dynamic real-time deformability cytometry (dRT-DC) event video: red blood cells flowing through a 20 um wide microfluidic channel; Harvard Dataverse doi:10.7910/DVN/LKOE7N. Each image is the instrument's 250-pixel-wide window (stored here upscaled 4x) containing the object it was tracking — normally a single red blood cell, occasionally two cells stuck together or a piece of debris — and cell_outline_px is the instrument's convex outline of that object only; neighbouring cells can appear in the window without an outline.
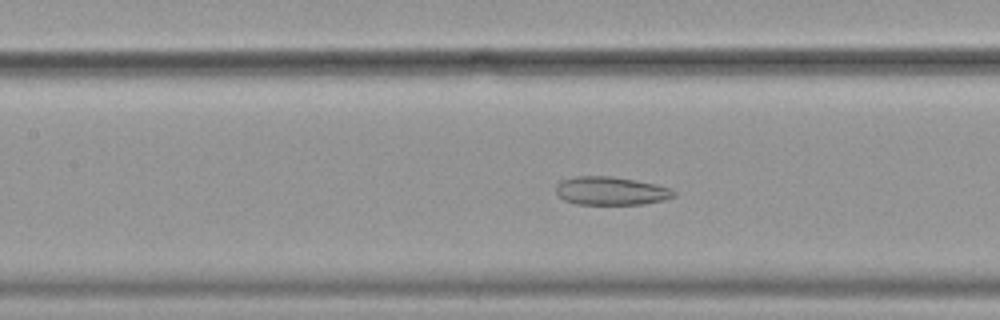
{"species": "common noctule bat (a hibernating species)", "species_latin": "Nyctalus noctula", "temperature_condition": "cold", "stored_images_in_passage": 56, "camera_frame_rate_fps": 3000, "um_per_image_px": 0.085, "animal": {"sex": "female", "body_mass_g": 19.9}, "frame": {"image": 1, "passage_image": 25, "time_ms": 8.0, "image_size_px": [1000, 320], "cell_outline_px": [[676, 196], [664, 200], [644, 204], [576, 204], [564, 200], [556, 192], [556, 184], [560, 180], [576, 176], [612, 176], [636, 180], [656, 184], [668, 188], [676, 192]], "centroid_in_image_um": [51.92, 16.22], "position_along_channel_um": 155.5, "area_um2": 19.54}}
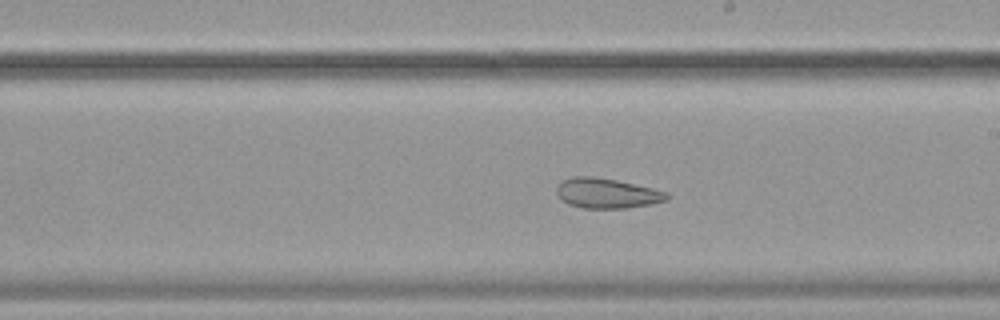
{"frame": {"image": 2, "passage_image": 32, "time_ms": 10.333, "image_size_px": [1000, 320], "cell_outline_px": [[668, 200], [652, 204], [624, 208], [580, 208], [568, 204], [560, 200], [556, 192], [556, 188], [560, 180], [572, 176], [596, 176], [616, 180], [652, 188], [668, 192]], "centroid_in_image_um": [51.53, 16.42], "position_along_channel_um": 237.5, "area_um2": 19.54}}
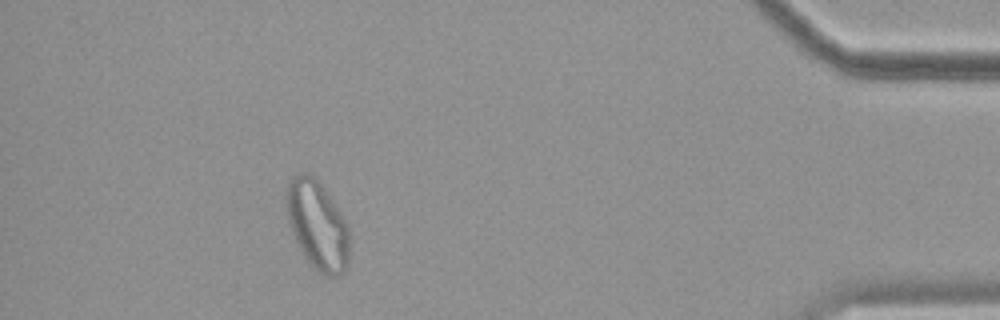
{"frame": {"image": 3, "passage_image": 51, "time_ms": 16.667, "image_size_px": [1000, 320], "cell_outline_px": [[348, 264], [344, 272], [340, 276], [324, 276], [304, 256], [292, 232], [288, 220], [288, 180], [296, 172], [304, 172], [312, 176], [324, 188], [348, 224]], "centroid_in_image_um": [27.0, 19.14], "position_along_channel_um": 408.2, "area_um2": 32.02}, "authors_computed_cell_mechanics": {"area_um2": 26.877, "velocity_mm_per_s": 3.5283, "shape_relaxation_time_tau1_ms": null, "shape_relaxation_time_tau2_ms": 2.3429, "deformation_change_tau1": null, "deformation_change_tau2": 0.096}}